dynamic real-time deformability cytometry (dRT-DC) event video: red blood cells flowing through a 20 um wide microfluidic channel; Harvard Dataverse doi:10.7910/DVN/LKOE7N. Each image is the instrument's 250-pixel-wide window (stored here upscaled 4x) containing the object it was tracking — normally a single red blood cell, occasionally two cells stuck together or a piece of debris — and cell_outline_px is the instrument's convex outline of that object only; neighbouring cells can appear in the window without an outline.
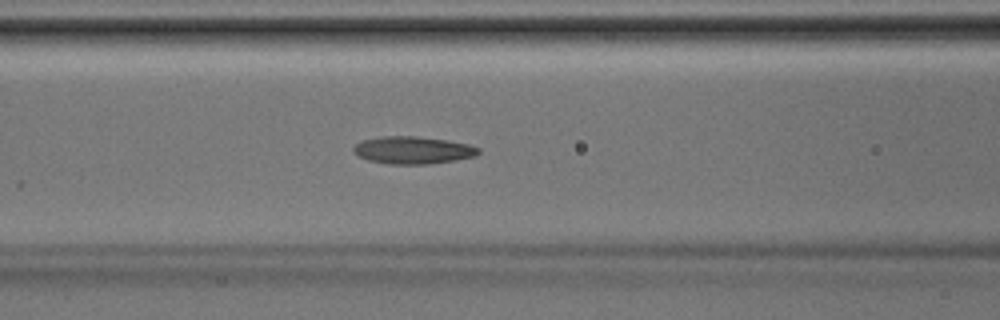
{"species": "Egyptian fruit bat (a non-hibernating species)", "species_latin": "Rousettus aegyptiacus", "temperature_condition": "room temperature", "stored_images_in_passage": 34, "camera_frame_rate_fps": 3000, "um_per_image_px": 0.085, "animal": {"sex": "male"}, "frame": {"image": 1, "passage_image": 10, "time_ms": 3.0, "image_size_px": [1000, 320], "cell_outline_px": [[480, 152], [476, 156], [428, 164], [388, 164], [368, 160], [356, 156], [352, 152], [352, 148], [356, 144], [364, 140], [384, 136], [416, 136], [448, 140], [468, 144], [480, 148]], "centroid_in_image_um": [35.07, 12.76], "position_along_channel_um": 131.5, "area_um2": 20.0}}